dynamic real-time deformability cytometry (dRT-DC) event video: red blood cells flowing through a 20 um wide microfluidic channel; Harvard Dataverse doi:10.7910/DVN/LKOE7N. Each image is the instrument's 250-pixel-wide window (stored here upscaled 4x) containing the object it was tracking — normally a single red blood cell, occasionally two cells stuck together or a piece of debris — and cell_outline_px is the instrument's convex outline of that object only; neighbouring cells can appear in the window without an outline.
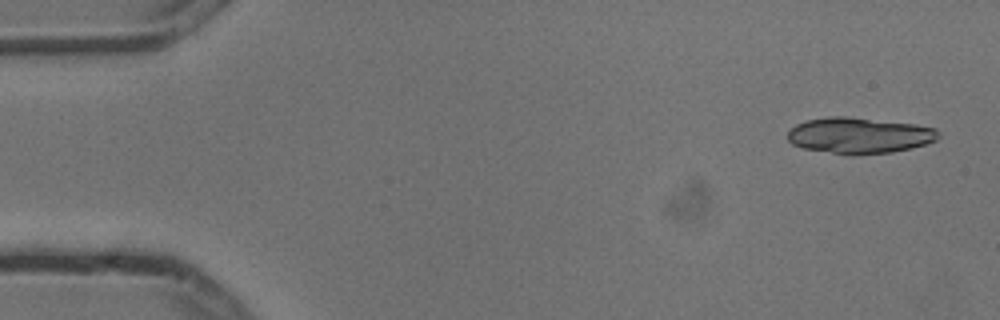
{"species": "common noctule bat (a hibernating species)", "species_latin": "Nyctalus noctula", "temperature_condition": "cold", "stored_images_in_passage": 10, "camera_frame_rate_fps": 3000, "um_per_image_px": 0.085, "animal": {"sex": "male", "body_mass_g": 13.3}, "frame": {"image": 1, "passage_image": 1, "time_ms": 0.0, "image_size_px": [1000, 320], "cell_outline_px": [[940, 136], [936, 140], [912, 148], [892, 152], [852, 156], [848, 156], [804, 148], [792, 144], [788, 140], [788, 132], [796, 124], [808, 120], [828, 116], [844, 116], [916, 124], [936, 128], [940, 132]], "centroid_in_image_um": [73.05, 11.52], "position_along_channel_um": 11.9, "area_um2": 31.91}}
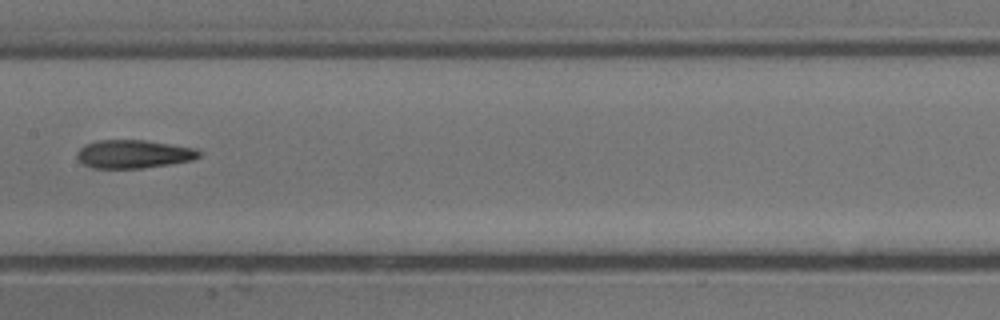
{"frame": {"image": 2, "passage_image": 8, "time_ms": 2.333, "image_size_px": [1000, 320], "cell_outline_px": [[200, 156], [192, 160], [168, 164], [140, 168], [92, 168], [84, 164], [76, 156], [76, 152], [84, 144], [100, 140], [144, 140], [196, 148], [200, 152]], "centroid_in_image_um": [11.33, 13.09], "position_along_channel_um": 196.1, "area_um2": 20.0}}
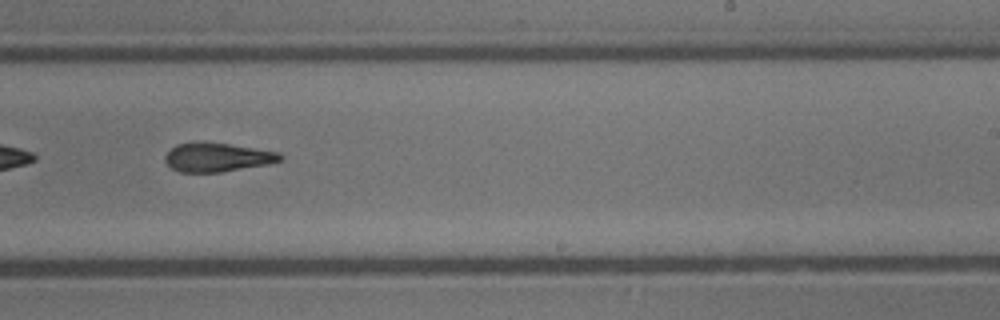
{"frame": {"image": 3, "passage_image": 10, "time_ms": 3.0, "image_size_px": [1000, 320], "cell_outline_px": [[284, 156], [280, 160], [264, 164], [220, 172], [180, 172], [172, 168], [164, 160], [164, 156], [176, 144], [196, 140], [200, 140], [228, 144], [280, 152]], "centroid_in_image_um": [18.4, 13.34], "position_along_channel_um": 270.6, "area_um2": 19.36}}